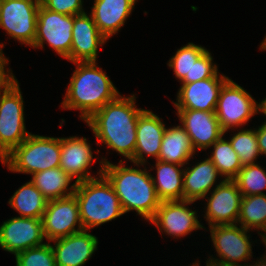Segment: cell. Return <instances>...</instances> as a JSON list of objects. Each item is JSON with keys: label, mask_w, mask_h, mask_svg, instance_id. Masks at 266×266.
<instances>
[{"label": "cell", "mask_w": 266, "mask_h": 266, "mask_svg": "<svg viewBox=\"0 0 266 266\" xmlns=\"http://www.w3.org/2000/svg\"><path fill=\"white\" fill-rule=\"evenodd\" d=\"M103 167V175L112 184L118 196L124 213L136 211L143 219L150 221L161 200L158 198L151 173L144 170L126 167L120 160L119 164H112L102 158L99 162Z\"/></svg>", "instance_id": "cell-2"}, {"label": "cell", "mask_w": 266, "mask_h": 266, "mask_svg": "<svg viewBox=\"0 0 266 266\" xmlns=\"http://www.w3.org/2000/svg\"><path fill=\"white\" fill-rule=\"evenodd\" d=\"M31 1L36 2L38 4H42V2H43V0H31Z\"/></svg>", "instance_id": "cell-42"}, {"label": "cell", "mask_w": 266, "mask_h": 266, "mask_svg": "<svg viewBox=\"0 0 266 266\" xmlns=\"http://www.w3.org/2000/svg\"><path fill=\"white\" fill-rule=\"evenodd\" d=\"M257 113H263L266 116V98L263 99L259 104L257 103Z\"/></svg>", "instance_id": "cell-37"}, {"label": "cell", "mask_w": 266, "mask_h": 266, "mask_svg": "<svg viewBox=\"0 0 266 266\" xmlns=\"http://www.w3.org/2000/svg\"><path fill=\"white\" fill-rule=\"evenodd\" d=\"M4 44H0V93L5 92L13 83L17 81L11 69H7L9 64L8 58L4 56L2 48Z\"/></svg>", "instance_id": "cell-35"}, {"label": "cell", "mask_w": 266, "mask_h": 266, "mask_svg": "<svg viewBox=\"0 0 266 266\" xmlns=\"http://www.w3.org/2000/svg\"><path fill=\"white\" fill-rule=\"evenodd\" d=\"M200 265V263H199V261H195V263H192V265H190V266H199Z\"/></svg>", "instance_id": "cell-43"}, {"label": "cell", "mask_w": 266, "mask_h": 266, "mask_svg": "<svg viewBox=\"0 0 266 266\" xmlns=\"http://www.w3.org/2000/svg\"><path fill=\"white\" fill-rule=\"evenodd\" d=\"M40 218L14 217L0 225V247L12 254L44 245Z\"/></svg>", "instance_id": "cell-14"}, {"label": "cell", "mask_w": 266, "mask_h": 266, "mask_svg": "<svg viewBox=\"0 0 266 266\" xmlns=\"http://www.w3.org/2000/svg\"><path fill=\"white\" fill-rule=\"evenodd\" d=\"M243 196L264 194L266 189V170L260 165H244L233 179Z\"/></svg>", "instance_id": "cell-30"}, {"label": "cell", "mask_w": 266, "mask_h": 266, "mask_svg": "<svg viewBox=\"0 0 266 266\" xmlns=\"http://www.w3.org/2000/svg\"><path fill=\"white\" fill-rule=\"evenodd\" d=\"M41 220L44 237L51 243L52 240L84 230L80 219L78 201L74 194L64 198L48 200Z\"/></svg>", "instance_id": "cell-11"}, {"label": "cell", "mask_w": 266, "mask_h": 266, "mask_svg": "<svg viewBox=\"0 0 266 266\" xmlns=\"http://www.w3.org/2000/svg\"><path fill=\"white\" fill-rule=\"evenodd\" d=\"M254 98L240 85L229 79L222 87L215 108L216 117L224 133L246 124L258 114Z\"/></svg>", "instance_id": "cell-8"}, {"label": "cell", "mask_w": 266, "mask_h": 266, "mask_svg": "<svg viewBox=\"0 0 266 266\" xmlns=\"http://www.w3.org/2000/svg\"><path fill=\"white\" fill-rule=\"evenodd\" d=\"M61 138L30 134L15 147L3 165L15 173L33 175L60 166Z\"/></svg>", "instance_id": "cell-5"}, {"label": "cell", "mask_w": 266, "mask_h": 266, "mask_svg": "<svg viewBox=\"0 0 266 266\" xmlns=\"http://www.w3.org/2000/svg\"><path fill=\"white\" fill-rule=\"evenodd\" d=\"M255 264H246L245 266H266V258L262 256L259 260L254 261Z\"/></svg>", "instance_id": "cell-38"}, {"label": "cell", "mask_w": 266, "mask_h": 266, "mask_svg": "<svg viewBox=\"0 0 266 266\" xmlns=\"http://www.w3.org/2000/svg\"><path fill=\"white\" fill-rule=\"evenodd\" d=\"M181 126L187 132L195 151H202L224 137L215 111L176 109Z\"/></svg>", "instance_id": "cell-15"}, {"label": "cell", "mask_w": 266, "mask_h": 266, "mask_svg": "<svg viewBox=\"0 0 266 266\" xmlns=\"http://www.w3.org/2000/svg\"><path fill=\"white\" fill-rule=\"evenodd\" d=\"M213 151L208 157L216 166L224 180H233L243 165L229 140L220 138L212 146Z\"/></svg>", "instance_id": "cell-28"}, {"label": "cell", "mask_w": 266, "mask_h": 266, "mask_svg": "<svg viewBox=\"0 0 266 266\" xmlns=\"http://www.w3.org/2000/svg\"><path fill=\"white\" fill-rule=\"evenodd\" d=\"M195 153L187 132L177 125L166 128L157 160L185 166Z\"/></svg>", "instance_id": "cell-23"}, {"label": "cell", "mask_w": 266, "mask_h": 266, "mask_svg": "<svg viewBox=\"0 0 266 266\" xmlns=\"http://www.w3.org/2000/svg\"><path fill=\"white\" fill-rule=\"evenodd\" d=\"M206 50L201 45L188 43L180 49H177L175 55L170 58L167 65L173 69L175 77L179 79L181 84L191 83L193 62H196Z\"/></svg>", "instance_id": "cell-29"}, {"label": "cell", "mask_w": 266, "mask_h": 266, "mask_svg": "<svg viewBox=\"0 0 266 266\" xmlns=\"http://www.w3.org/2000/svg\"><path fill=\"white\" fill-rule=\"evenodd\" d=\"M166 126L156 114L145 110L139 117L136 129V148L130 160L136 167L144 166L147 157L158 159ZM145 154V155H144Z\"/></svg>", "instance_id": "cell-19"}, {"label": "cell", "mask_w": 266, "mask_h": 266, "mask_svg": "<svg viewBox=\"0 0 266 266\" xmlns=\"http://www.w3.org/2000/svg\"><path fill=\"white\" fill-rule=\"evenodd\" d=\"M107 39L100 33L91 14L86 12L73 16L72 45L70 62L96 61L98 47Z\"/></svg>", "instance_id": "cell-17"}, {"label": "cell", "mask_w": 266, "mask_h": 266, "mask_svg": "<svg viewBox=\"0 0 266 266\" xmlns=\"http://www.w3.org/2000/svg\"><path fill=\"white\" fill-rule=\"evenodd\" d=\"M15 259L16 266H56L50 242L18 252Z\"/></svg>", "instance_id": "cell-32"}, {"label": "cell", "mask_w": 266, "mask_h": 266, "mask_svg": "<svg viewBox=\"0 0 266 266\" xmlns=\"http://www.w3.org/2000/svg\"><path fill=\"white\" fill-rule=\"evenodd\" d=\"M76 69L66 90L62 108L79 110L80 118L88 120L120 93L97 61L74 62Z\"/></svg>", "instance_id": "cell-3"}, {"label": "cell", "mask_w": 266, "mask_h": 266, "mask_svg": "<svg viewBox=\"0 0 266 266\" xmlns=\"http://www.w3.org/2000/svg\"><path fill=\"white\" fill-rule=\"evenodd\" d=\"M237 224L248 230L266 232V194L243 196Z\"/></svg>", "instance_id": "cell-27"}, {"label": "cell", "mask_w": 266, "mask_h": 266, "mask_svg": "<svg viewBox=\"0 0 266 266\" xmlns=\"http://www.w3.org/2000/svg\"><path fill=\"white\" fill-rule=\"evenodd\" d=\"M206 266H222V265H218V264L206 261Z\"/></svg>", "instance_id": "cell-40"}, {"label": "cell", "mask_w": 266, "mask_h": 266, "mask_svg": "<svg viewBox=\"0 0 266 266\" xmlns=\"http://www.w3.org/2000/svg\"><path fill=\"white\" fill-rule=\"evenodd\" d=\"M56 266H83L97 250L98 239L87 230L52 240Z\"/></svg>", "instance_id": "cell-20"}, {"label": "cell", "mask_w": 266, "mask_h": 266, "mask_svg": "<svg viewBox=\"0 0 266 266\" xmlns=\"http://www.w3.org/2000/svg\"><path fill=\"white\" fill-rule=\"evenodd\" d=\"M229 79L217 73L212 78L182 84L172 103L176 109L215 111L220 91Z\"/></svg>", "instance_id": "cell-16"}, {"label": "cell", "mask_w": 266, "mask_h": 266, "mask_svg": "<svg viewBox=\"0 0 266 266\" xmlns=\"http://www.w3.org/2000/svg\"><path fill=\"white\" fill-rule=\"evenodd\" d=\"M229 141L243 166L257 164L256 160L259 155L261 156V153L257 142L256 129H239Z\"/></svg>", "instance_id": "cell-31"}, {"label": "cell", "mask_w": 266, "mask_h": 266, "mask_svg": "<svg viewBox=\"0 0 266 266\" xmlns=\"http://www.w3.org/2000/svg\"><path fill=\"white\" fill-rule=\"evenodd\" d=\"M40 5L31 0H0V28L19 43L32 47Z\"/></svg>", "instance_id": "cell-10"}, {"label": "cell", "mask_w": 266, "mask_h": 266, "mask_svg": "<svg viewBox=\"0 0 266 266\" xmlns=\"http://www.w3.org/2000/svg\"><path fill=\"white\" fill-rule=\"evenodd\" d=\"M156 177L151 174L161 201L184 200L182 165L156 160Z\"/></svg>", "instance_id": "cell-24"}, {"label": "cell", "mask_w": 266, "mask_h": 266, "mask_svg": "<svg viewBox=\"0 0 266 266\" xmlns=\"http://www.w3.org/2000/svg\"><path fill=\"white\" fill-rule=\"evenodd\" d=\"M221 177L216 166L209 158L198 162L183 172L184 200L197 202L213 190L217 178Z\"/></svg>", "instance_id": "cell-22"}, {"label": "cell", "mask_w": 266, "mask_h": 266, "mask_svg": "<svg viewBox=\"0 0 266 266\" xmlns=\"http://www.w3.org/2000/svg\"><path fill=\"white\" fill-rule=\"evenodd\" d=\"M8 203L20 217L41 219L48 199L29 181L14 192Z\"/></svg>", "instance_id": "cell-26"}, {"label": "cell", "mask_w": 266, "mask_h": 266, "mask_svg": "<svg viewBox=\"0 0 266 266\" xmlns=\"http://www.w3.org/2000/svg\"><path fill=\"white\" fill-rule=\"evenodd\" d=\"M256 137L261 155H266V121L256 128Z\"/></svg>", "instance_id": "cell-36"}, {"label": "cell", "mask_w": 266, "mask_h": 266, "mask_svg": "<svg viewBox=\"0 0 266 266\" xmlns=\"http://www.w3.org/2000/svg\"><path fill=\"white\" fill-rule=\"evenodd\" d=\"M260 237L262 238L261 241L265 244V247H266V237L264 236H260ZM264 257L266 258V254H264Z\"/></svg>", "instance_id": "cell-41"}, {"label": "cell", "mask_w": 266, "mask_h": 266, "mask_svg": "<svg viewBox=\"0 0 266 266\" xmlns=\"http://www.w3.org/2000/svg\"><path fill=\"white\" fill-rule=\"evenodd\" d=\"M84 137L69 136L61 138L60 168L68 174L75 183L97 178L91 176L89 168L95 163L92 148Z\"/></svg>", "instance_id": "cell-18"}, {"label": "cell", "mask_w": 266, "mask_h": 266, "mask_svg": "<svg viewBox=\"0 0 266 266\" xmlns=\"http://www.w3.org/2000/svg\"><path fill=\"white\" fill-rule=\"evenodd\" d=\"M136 2L137 0H94L90 14L107 40L125 25Z\"/></svg>", "instance_id": "cell-21"}, {"label": "cell", "mask_w": 266, "mask_h": 266, "mask_svg": "<svg viewBox=\"0 0 266 266\" xmlns=\"http://www.w3.org/2000/svg\"><path fill=\"white\" fill-rule=\"evenodd\" d=\"M210 236L213 246L219 259L210 256L207 262H212L222 266H245L246 261L252 258V244L250 236L247 235L250 230L241 225H217L210 226ZM248 232V233H247ZM244 261V264L239 262Z\"/></svg>", "instance_id": "cell-7"}, {"label": "cell", "mask_w": 266, "mask_h": 266, "mask_svg": "<svg viewBox=\"0 0 266 266\" xmlns=\"http://www.w3.org/2000/svg\"><path fill=\"white\" fill-rule=\"evenodd\" d=\"M18 80L0 93V160L19 146L31 133L26 131L24 101Z\"/></svg>", "instance_id": "cell-6"}, {"label": "cell", "mask_w": 266, "mask_h": 266, "mask_svg": "<svg viewBox=\"0 0 266 266\" xmlns=\"http://www.w3.org/2000/svg\"><path fill=\"white\" fill-rule=\"evenodd\" d=\"M261 236L266 237V232H265V233L262 232V233H261Z\"/></svg>", "instance_id": "cell-44"}, {"label": "cell", "mask_w": 266, "mask_h": 266, "mask_svg": "<svg viewBox=\"0 0 266 266\" xmlns=\"http://www.w3.org/2000/svg\"><path fill=\"white\" fill-rule=\"evenodd\" d=\"M72 180L60 167H56L34 173L30 181L46 199L52 200L73 195L77 183L69 187Z\"/></svg>", "instance_id": "cell-25"}, {"label": "cell", "mask_w": 266, "mask_h": 266, "mask_svg": "<svg viewBox=\"0 0 266 266\" xmlns=\"http://www.w3.org/2000/svg\"><path fill=\"white\" fill-rule=\"evenodd\" d=\"M83 0H43L42 6L57 13L72 15L84 13Z\"/></svg>", "instance_id": "cell-34"}, {"label": "cell", "mask_w": 266, "mask_h": 266, "mask_svg": "<svg viewBox=\"0 0 266 266\" xmlns=\"http://www.w3.org/2000/svg\"><path fill=\"white\" fill-rule=\"evenodd\" d=\"M97 174V178L77 183L74 192L87 231L125 214L112 184L103 175V167Z\"/></svg>", "instance_id": "cell-4"}, {"label": "cell", "mask_w": 266, "mask_h": 266, "mask_svg": "<svg viewBox=\"0 0 266 266\" xmlns=\"http://www.w3.org/2000/svg\"><path fill=\"white\" fill-rule=\"evenodd\" d=\"M73 16L47 10L42 5L38 9L36 37L32 48H44L47 43L62 58L70 61L72 45Z\"/></svg>", "instance_id": "cell-9"}, {"label": "cell", "mask_w": 266, "mask_h": 266, "mask_svg": "<svg viewBox=\"0 0 266 266\" xmlns=\"http://www.w3.org/2000/svg\"><path fill=\"white\" fill-rule=\"evenodd\" d=\"M213 57L209 50H206L196 62H193L191 69V83L214 77L218 67L213 63Z\"/></svg>", "instance_id": "cell-33"}, {"label": "cell", "mask_w": 266, "mask_h": 266, "mask_svg": "<svg viewBox=\"0 0 266 266\" xmlns=\"http://www.w3.org/2000/svg\"><path fill=\"white\" fill-rule=\"evenodd\" d=\"M135 99L134 94L128 97L119 94L85 121L98 145L104 143L129 160L135 153L138 117L146 110L137 108Z\"/></svg>", "instance_id": "cell-1"}, {"label": "cell", "mask_w": 266, "mask_h": 266, "mask_svg": "<svg viewBox=\"0 0 266 266\" xmlns=\"http://www.w3.org/2000/svg\"><path fill=\"white\" fill-rule=\"evenodd\" d=\"M242 197L243 195L233 180H220L213 191L204 197L207 201L204 218L208 221L209 227L236 224Z\"/></svg>", "instance_id": "cell-13"}, {"label": "cell", "mask_w": 266, "mask_h": 266, "mask_svg": "<svg viewBox=\"0 0 266 266\" xmlns=\"http://www.w3.org/2000/svg\"><path fill=\"white\" fill-rule=\"evenodd\" d=\"M260 50L262 51H264V50H266V36H265V38L263 39V41L261 42V44H260Z\"/></svg>", "instance_id": "cell-39"}, {"label": "cell", "mask_w": 266, "mask_h": 266, "mask_svg": "<svg viewBox=\"0 0 266 266\" xmlns=\"http://www.w3.org/2000/svg\"><path fill=\"white\" fill-rule=\"evenodd\" d=\"M188 200L161 201L154 217L149 221L166 235L174 237H185L194 230L205 229L198 220L196 210H192L188 205L193 204Z\"/></svg>", "instance_id": "cell-12"}]
</instances>
